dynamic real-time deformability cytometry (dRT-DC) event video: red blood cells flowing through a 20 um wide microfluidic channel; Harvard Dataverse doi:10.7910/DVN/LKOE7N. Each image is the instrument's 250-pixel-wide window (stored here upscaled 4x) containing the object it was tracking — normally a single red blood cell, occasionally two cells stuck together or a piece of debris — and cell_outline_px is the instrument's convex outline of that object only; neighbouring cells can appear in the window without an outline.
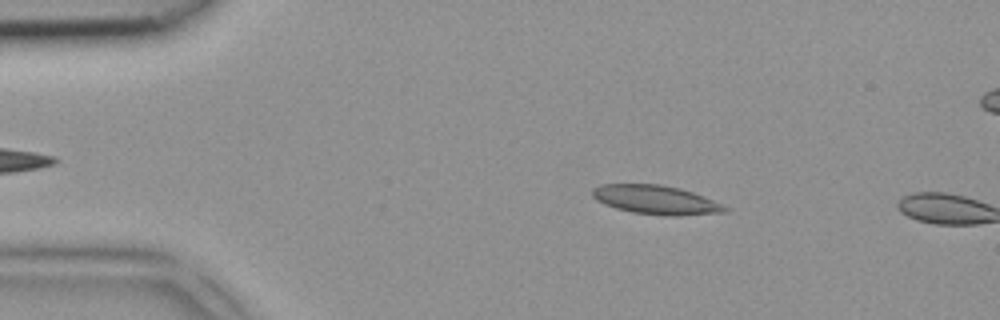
{"species": "common noctule bat (a hibernating species)", "species_latin": "Nyctalus noctula", "temperature_condition": "room temperature", "stored_images_in_passage": 3, "camera_frame_rate_fps": 3000, "um_per_image_px": 0.085, "animal": {"sex": "female", "body_mass_g": 18.4}, "frame": {"image": 1, "passage_image": 2, "time_ms": 0.333, "image_size_px": [1000, 320], "cell_outline_px": [[732, 208], [728, 212], [680, 216], [664, 216], [632, 212], [616, 208], [604, 204], [596, 200], [592, 196], [592, 188], [600, 184], [660, 184], [680, 188], [692, 192]], "centroid_in_image_um": [55.76, 16.99], "position_along_channel_um": 29.2, "area_um2": 22.6}}